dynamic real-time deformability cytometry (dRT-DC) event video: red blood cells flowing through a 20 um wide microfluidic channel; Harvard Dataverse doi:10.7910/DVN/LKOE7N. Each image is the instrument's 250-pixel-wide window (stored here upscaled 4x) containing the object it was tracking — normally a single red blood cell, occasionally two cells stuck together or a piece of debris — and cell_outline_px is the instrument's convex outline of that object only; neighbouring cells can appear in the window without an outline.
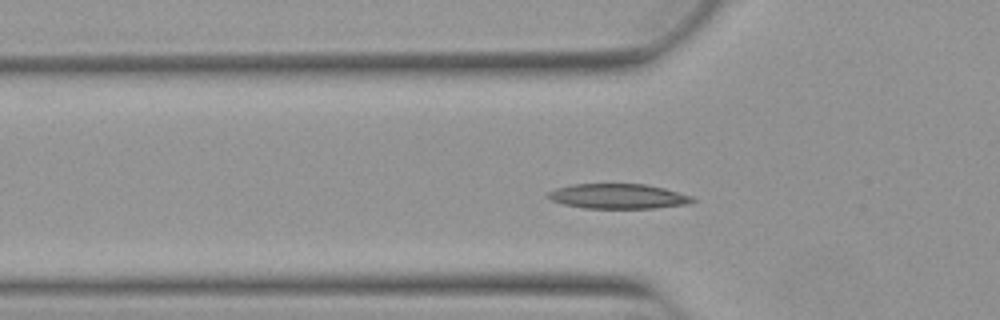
{"species": "Egyptian fruit bat (a non-hibernating species)", "species_latin": "Rousettus aegyptiacus", "temperature_condition": "warm", "stored_images_in_passage": 38, "camera_frame_rate_fps": 3000, "um_per_image_px": 0.085, "animal": {"sex": "female"}, "frame": {"image": 1, "passage_image": 3, "time_ms": 0.667, "image_size_px": [1000, 320], "cell_outline_px": [[696, 200], [692, 204], [652, 208], [584, 208], [564, 204], [552, 200], [544, 196], [548, 192], [556, 188], [572, 184], [644, 184], [664, 188], [692, 196]], "centroid_in_image_um": [52.55, 16.68], "position_along_channel_um": 73.3, "area_um2": 21.04}}
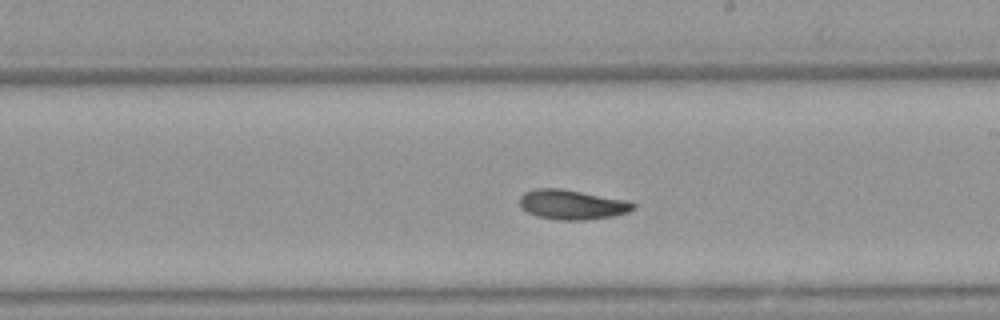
{"frame": {"image": 2, "passage_image": 16, "time_ms": 5.0, "image_size_px": [1000, 320], "cell_outline_px": [[636, 208], [628, 212], [612, 216], [584, 220], [556, 220], [536, 216], [528, 212], [520, 204], [520, 196], [524, 192], [536, 188], [560, 188], [628, 200], [636, 204]], "centroid_in_image_um": [48.64, 17.39], "position_along_channel_um": 240.4, "area_um2": 19.71}}
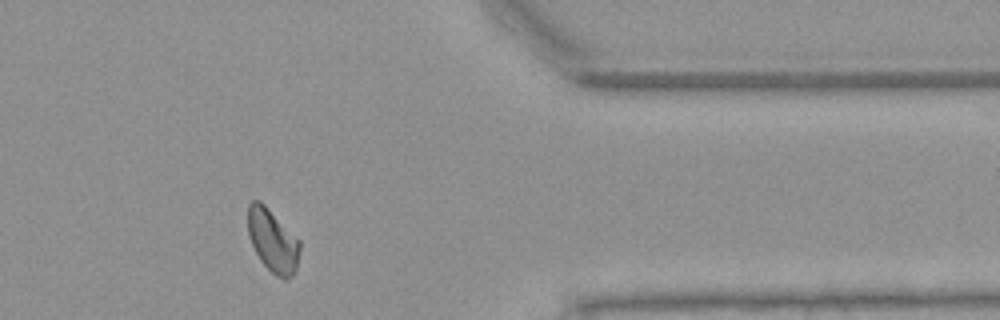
{"frame": {"image": 3, "passage_image": 29, "time_ms": 9.333, "image_size_px": [1000, 320], "cell_outline_px": [[300, 248], [296, 272], [288, 280], [284, 280], [276, 276], [260, 260], [248, 236], [248, 204], [252, 200], [260, 200], [300, 240]], "centroid_in_image_um": [23.19, 20.47], "position_along_channel_um": 388.2, "area_um2": 19.13}, "authors_computed_cell_mechanics": {"area_um2": 19.1896, "velocity_mm_per_s": 3.8566, "shape_relaxation_time_tau1_ms": 4.7452, "shape_relaxation_time_tau2_ms": 3.8262, "deformation_change_tau1": 0.1572, "deformation_change_tau2": 0.0873}}